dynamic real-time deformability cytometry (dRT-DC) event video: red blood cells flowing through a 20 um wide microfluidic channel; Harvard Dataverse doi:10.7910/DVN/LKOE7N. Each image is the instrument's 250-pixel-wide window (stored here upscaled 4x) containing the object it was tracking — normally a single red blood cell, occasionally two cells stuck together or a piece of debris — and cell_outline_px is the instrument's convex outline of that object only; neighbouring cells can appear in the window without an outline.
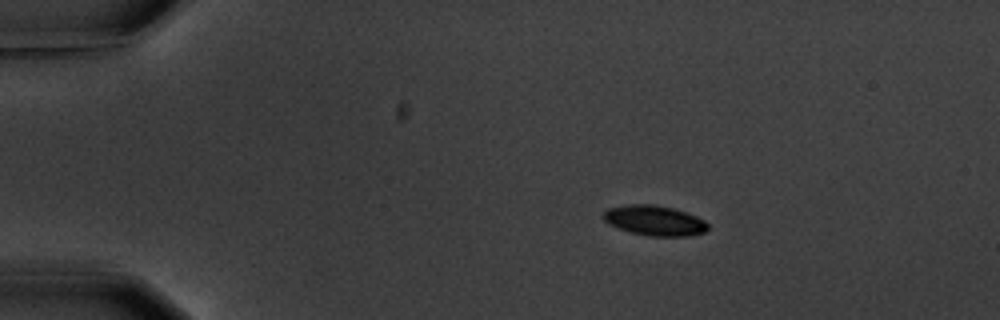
{"species": "common noctule bat (a hibernating species)", "species_latin": "Nyctalus noctula", "temperature_condition": "warm", "stored_images_in_passage": 8, "camera_frame_rate_fps": 3000, "um_per_image_px": 0.085, "animal": {"sex": "male", "body_mass_g": 20.1, "forearm_length_mm": 53.5}, "frame": {"image": 1, "passage_image": 1, "time_ms": 0.0, "image_size_px": [1000, 320], "cell_outline_px": [[708, 228], [704, 232], [688, 236], [648, 236], [632, 232], [608, 224], [600, 216], [608, 208], [628, 204], [656, 204], [672, 208], [696, 216], [704, 220], [708, 224]], "centroid_in_image_um": [55.61, 18.74], "position_along_channel_um": 29.4, "area_um2": 18.32}}
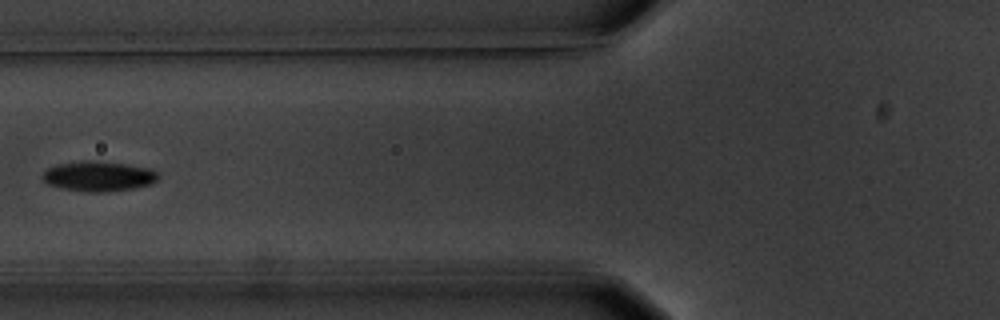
{"frame": {"image": 2, "passage_image": 4, "time_ms": 4.333, "image_size_px": [1000, 320], "cell_outline_px": [[160, 176], [152, 184], [132, 188], [108, 192], [84, 192], [60, 188], [48, 184], [40, 176], [48, 168], [56, 164], [80, 160], [92, 160], [124, 164], [152, 168]], "centroid_in_image_um": [8.35, 14.98], "position_along_channel_um": 117.4, "area_um2": 20.52}}
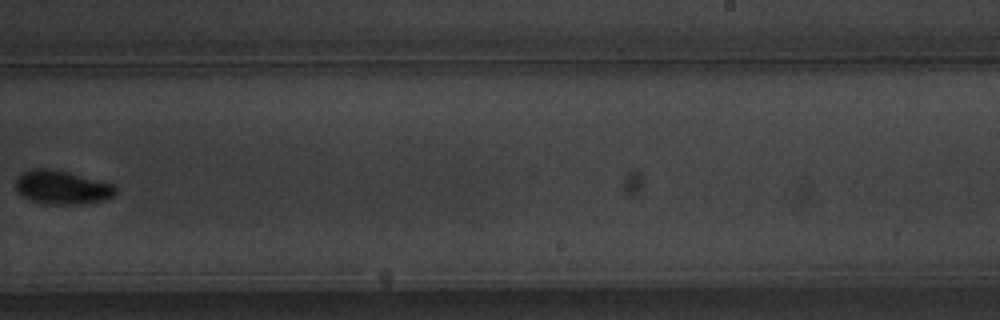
{"frame": {"image": 3, "passage_image": 8, "time_ms": 9.0, "image_size_px": [1000, 320], "cell_outline_px": [[116, 192], [112, 196], [104, 200], [80, 204], [48, 204], [32, 200], [24, 196], [16, 188], [16, 180], [20, 172], [32, 168], [48, 168], [68, 172], [112, 184], [116, 188]], "centroid_in_image_um": [5.25, 15.91], "position_along_channel_um": 283.8, "area_um2": 19.36}}